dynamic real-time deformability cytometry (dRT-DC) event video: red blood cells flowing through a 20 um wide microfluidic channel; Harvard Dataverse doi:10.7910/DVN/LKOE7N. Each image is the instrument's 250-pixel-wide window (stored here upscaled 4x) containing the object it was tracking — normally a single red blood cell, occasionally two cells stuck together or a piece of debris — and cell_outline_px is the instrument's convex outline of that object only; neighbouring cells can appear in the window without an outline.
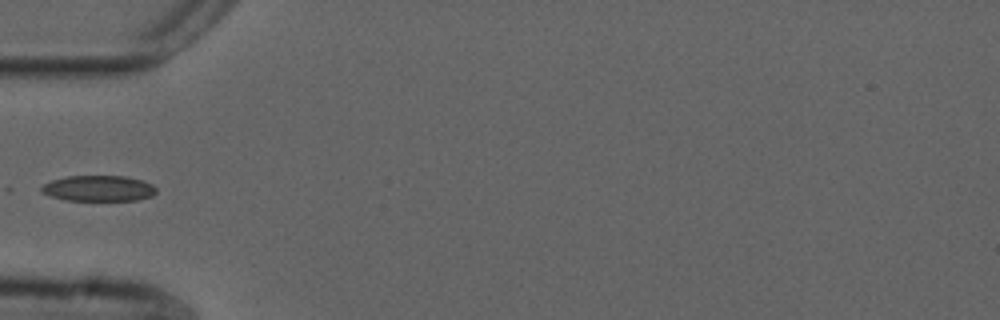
{"species": "common noctule bat (a hibernating species)", "species_latin": "Nyctalus noctula", "temperature_condition": "cold", "stored_images_in_passage": 21, "camera_frame_rate_fps": 3000, "um_per_image_px": 0.085, "animal": {"sex": "male", "forearm_length_mm": 52.5}, "frame": {"image": 1, "passage_image": 1, "time_ms": 0.0, "image_size_px": [1000, 320], "cell_outline_px": [[156, 192], [152, 196], [136, 200], [64, 200], [40, 192], [40, 188], [44, 184], [52, 180], [68, 176], [124, 176], [144, 180], [152, 184], [156, 188]], "centroid_in_image_um": [8.39, 16.01], "position_along_channel_um": 76.6, "area_um2": 17.22}}
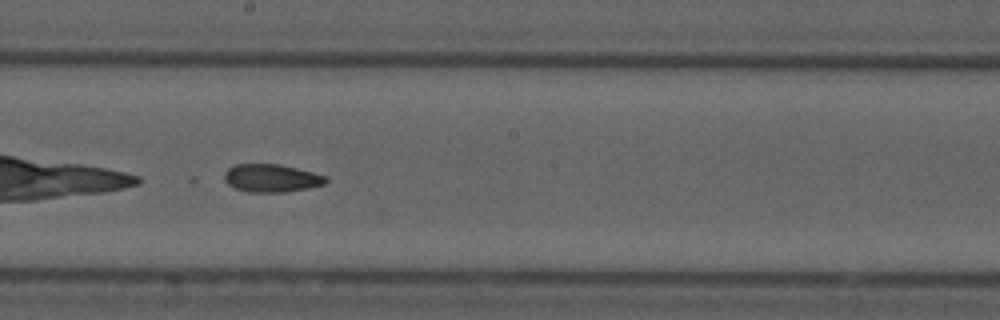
{"frame": {"image": 2, "passage_image": 13, "time_ms": 4.0, "image_size_px": [1000, 320], "cell_outline_px": [[328, 180], [324, 184], [308, 188], [288, 192], [248, 192], [236, 188], [228, 184], [224, 180], [224, 172], [228, 168], [236, 164], [280, 164], [312, 172], [324, 176]], "centroid_in_image_um": [23.04, 15.14], "position_along_channel_um": 225.2, "area_um2": 16.47}}
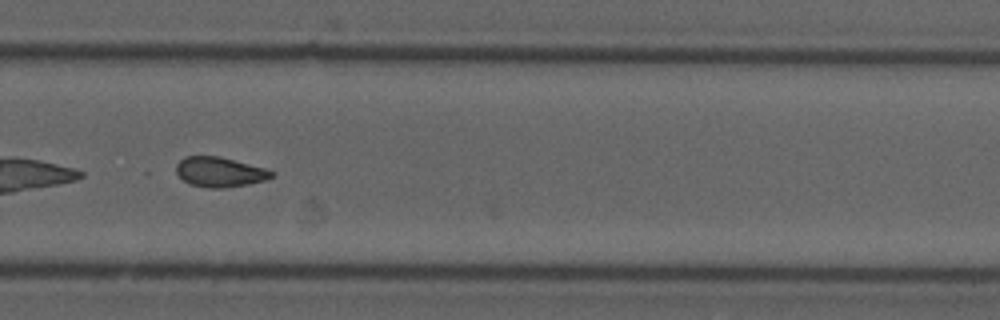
{"frame": {"image": 3, "passage_image": 20, "time_ms": 6.333, "image_size_px": [1000, 320], "cell_outline_px": [[276, 172], [272, 176], [264, 180], [248, 184], [220, 188], [208, 188], [192, 184], [184, 180], [176, 172], [176, 164], [184, 156], [220, 156], [264, 168]], "centroid_in_image_um": [18.66, 14.61], "position_along_channel_um": 311.1, "area_um2": 16.42}}